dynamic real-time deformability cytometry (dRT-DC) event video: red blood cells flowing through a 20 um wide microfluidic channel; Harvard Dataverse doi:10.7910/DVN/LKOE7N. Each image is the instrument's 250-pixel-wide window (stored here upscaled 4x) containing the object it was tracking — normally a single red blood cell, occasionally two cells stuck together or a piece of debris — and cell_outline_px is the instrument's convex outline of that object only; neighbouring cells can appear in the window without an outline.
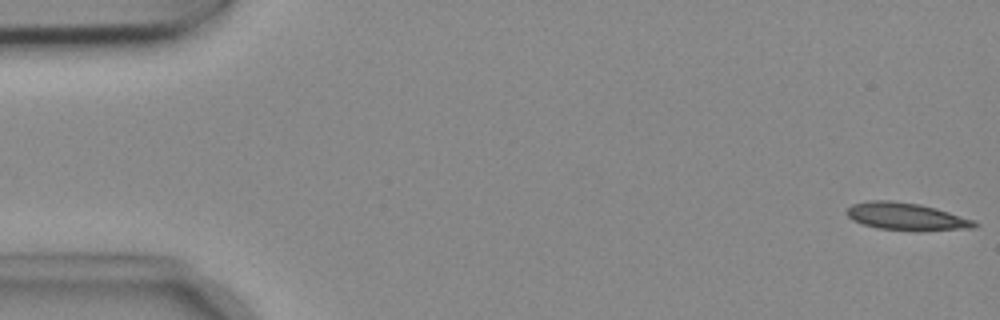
{"species": "common noctule bat (a hibernating species)", "species_latin": "Nyctalus noctula", "temperature_condition": "cold", "stored_images_in_passage": 53, "camera_frame_rate_fps": 3000, "um_per_image_px": 0.085, "animal": {"sex": "female", "body_mass_g": 18.4}, "frame": {"image": 1, "passage_image": 1, "time_ms": 0.0, "image_size_px": [1000, 320], "cell_outline_px": [[980, 224], [976, 228], [920, 232], [916, 232], [876, 228], [852, 220], [844, 212], [852, 204], [868, 200], [892, 200], [920, 204], [936, 208], [976, 220]], "centroid_in_image_um": [77.09, 18.42], "position_along_channel_um": 7.9, "area_um2": 21.1}}
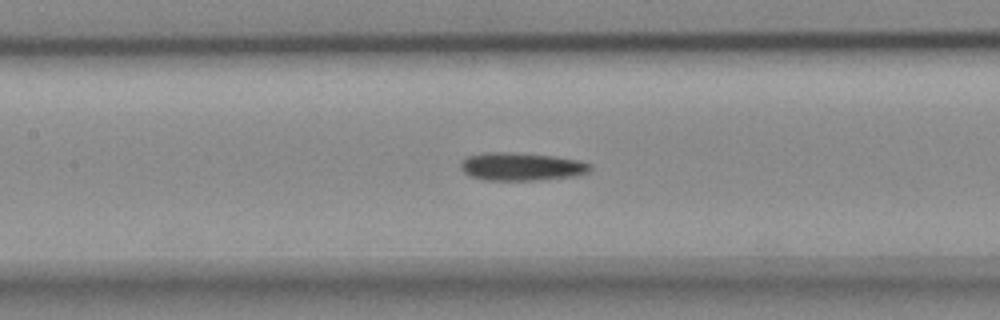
{"frame": {"image": 2, "passage_image": 24, "time_ms": 7.667, "image_size_px": [1000, 320], "cell_outline_px": [[592, 168], [588, 172], [576, 176], [540, 180], [484, 180], [468, 176], [460, 168], [460, 160], [468, 156], [484, 152], [504, 152], [552, 156], [580, 160], [592, 164]], "centroid_in_image_um": [44.3, 14.17], "position_along_channel_um": 163.1, "area_um2": 21.33}}
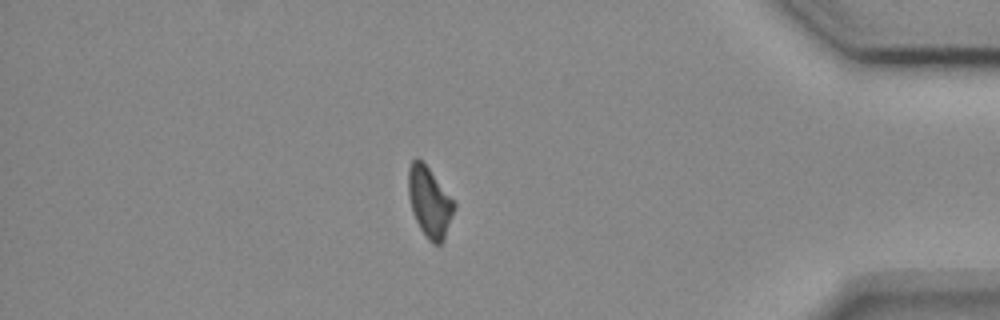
{"frame": {"image": 3, "passage_image": 46, "time_ms": 15.0, "image_size_px": [1000, 320], "cell_outline_px": [[456, 208], [444, 240], [440, 244], [432, 244], [424, 236], [412, 212], [408, 196], [408, 168], [412, 160], [416, 156], [428, 168], [456, 200]], "centroid_in_image_um": [36.53, 17.19], "position_along_channel_um": 398.7, "area_um2": 19.13}}